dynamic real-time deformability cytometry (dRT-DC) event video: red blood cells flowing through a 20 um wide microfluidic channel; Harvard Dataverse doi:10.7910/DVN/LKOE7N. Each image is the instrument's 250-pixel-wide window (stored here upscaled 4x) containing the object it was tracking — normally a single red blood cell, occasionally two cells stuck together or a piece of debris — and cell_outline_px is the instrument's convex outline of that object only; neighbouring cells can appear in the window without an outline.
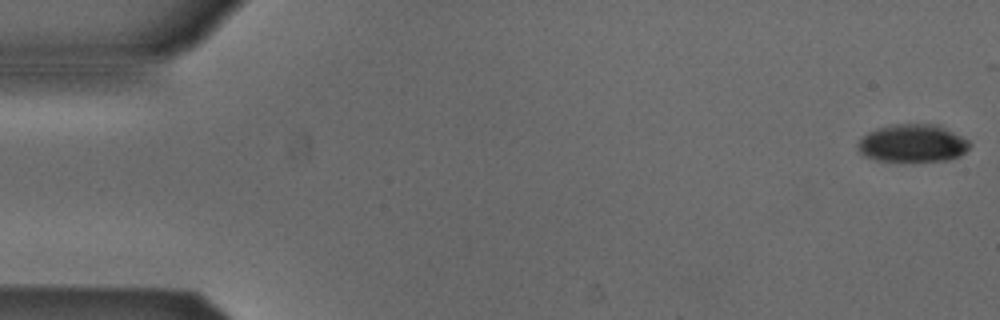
{"species": "Egyptian fruit bat (a non-hibernating species)", "species_latin": "Rousettus aegyptiacus", "temperature_condition": "cold", "stored_images_in_passage": 43, "camera_frame_rate_fps": 3000, "um_per_image_px": 0.085, "animal": {"sex": "male"}, "frame": {"image": 1, "passage_image": 1, "time_ms": 0.0, "image_size_px": [1000, 320], "cell_outline_px": [[972, 144], [960, 156], [948, 160], [876, 160], [864, 156], [860, 152], [856, 144], [868, 132], [876, 128], [896, 124], [940, 124], [968, 140]], "centroid_in_image_um": [77.58, 12.16], "position_along_channel_um": 7.4, "area_um2": 24.45}}
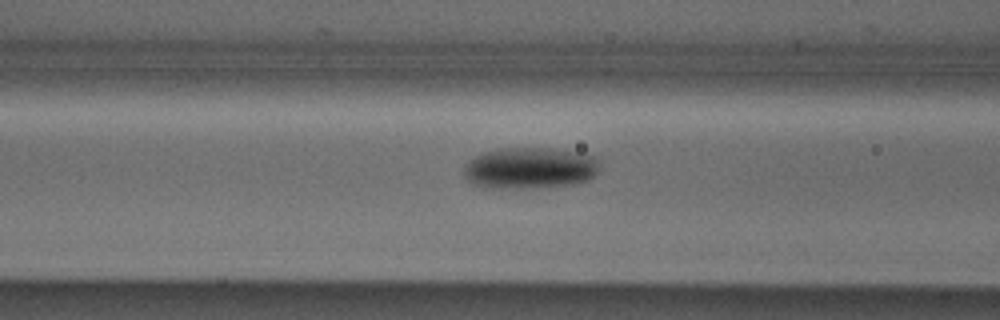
{"frame": {"image": 2, "passage_image": 21, "time_ms": 6.667, "image_size_px": [1000, 320], "cell_outline_px": [[596, 172], [588, 180], [576, 184], [536, 188], [488, 188], [472, 184], [464, 176], [464, 164], [468, 160], [484, 152], [496, 148], [552, 148], [584, 152], [592, 156], [596, 160]], "centroid_in_image_um": [44.99, 14.28], "position_along_channel_um": 121.6, "area_um2": 33.06}}
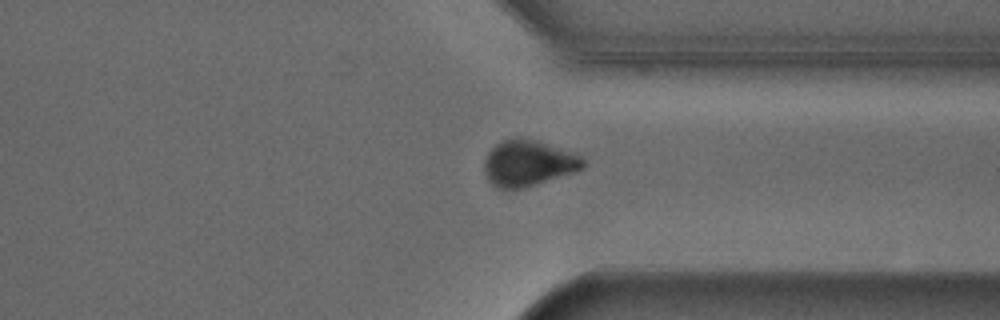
{"frame": {"image": 3, "passage_image": 40, "time_ms": 13.0, "image_size_px": [1000, 320], "cell_outline_px": [[584, 168], [576, 172], [524, 188], [496, 188], [488, 180], [484, 172], [484, 160], [488, 152], [500, 140], [516, 136], [536, 140], [580, 156], [584, 160]], "centroid_in_image_um": [44.86, 13.87], "position_along_channel_um": 366.5, "area_um2": 26.53}}